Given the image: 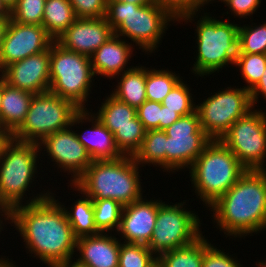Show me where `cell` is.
<instances>
[{"label":"cell","mask_w":266,"mask_h":267,"mask_svg":"<svg viewBox=\"0 0 266 267\" xmlns=\"http://www.w3.org/2000/svg\"><path fill=\"white\" fill-rule=\"evenodd\" d=\"M50 194L48 189L12 209L9 222L14 223L31 256L48 267L71 260L77 242L62 203Z\"/></svg>","instance_id":"1"},{"label":"cell","mask_w":266,"mask_h":267,"mask_svg":"<svg viewBox=\"0 0 266 267\" xmlns=\"http://www.w3.org/2000/svg\"><path fill=\"white\" fill-rule=\"evenodd\" d=\"M210 209L226 237L253 236L266 230V169L246 170Z\"/></svg>","instance_id":"2"},{"label":"cell","mask_w":266,"mask_h":267,"mask_svg":"<svg viewBox=\"0 0 266 267\" xmlns=\"http://www.w3.org/2000/svg\"><path fill=\"white\" fill-rule=\"evenodd\" d=\"M139 167L132 156L94 160L74 184L91 199H113L126 206L144 197Z\"/></svg>","instance_id":"3"},{"label":"cell","mask_w":266,"mask_h":267,"mask_svg":"<svg viewBox=\"0 0 266 267\" xmlns=\"http://www.w3.org/2000/svg\"><path fill=\"white\" fill-rule=\"evenodd\" d=\"M105 18L114 34L129 38L139 49L149 54L159 47L169 23L178 22L156 1L146 5L107 2Z\"/></svg>","instance_id":"4"},{"label":"cell","mask_w":266,"mask_h":267,"mask_svg":"<svg viewBox=\"0 0 266 267\" xmlns=\"http://www.w3.org/2000/svg\"><path fill=\"white\" fill-rule=\"evenodd\" d=\"M246 170L221 140H211L189 168V173L195 193L208 208L223 196Z\"/></svg>","instance_id":"5"},{"label":"cell","mask_w":266,"mask_h":267,"mask_svg":"<svg viewBox=\"0 0 266 267\" xmlns=\"http://www.w3.org/2000/svg\"><path fill=\"white\" fill-rule=\"evenodd\" d=\"M197 58L192 73L211 75L229 64H235L238 55L239 24L215 19L205 13L196 23Z\"/></svg>","instance_id":"6"},{"label":"cell","mask_w":266,"mask_h":267,"mask_svg":"<svg viewBox=\"0 0 266 267\" xmlns=\"http://www.w3.org/2000/svg\"><path fill=\"white\" fill-rule=\"evenodd\" d=\"M40 151L37 143L12 138L4 144L0 154V201L9 211L23 205L26 190L37 174Z\"/></svg>","instance_id":"7"},{"label":"cell","mask_w":266,"mask_h":267,"mask_svg":"<svg viewBox=\"0 0 266 267\" xmlns=\"http://www.w3.org/2000/svg\"><path fill=\"white\" fill-rule=\"evenodd\" d=\"M94 76L90 57L67 50L53 41L50 45L51 93L68 99L85 110Z\"/></svg>","instance_id":"8"},{"label":"cell","mask_w":266,"mask_h":267,"mask_svg":"<svg viewBox=\"0 0 266 267\" xmlns=\"http://www.w3.org/2000/svg\"><path fill=\"white\" fill-rule=\"evenodd\" d=\"M80 110L72 101L50 91L34 94L24 122L11 138L39 144L45 137L71 127L74 116Z\"/></svg>","instance_id":"9"},{"label":"cell","mask_w":266,"mask_h":267,"mask_svg":"<svg viewBox=\"0 0 266 267\" xmlns=\"http://www.w3.org/2000/svg\"><path fill=\"white\" fill-rule=\"evenodd\" d=\"M184 201L173 205L163 202L158 208L155 228L147 245L157 257L163 252L187 246L203 234L201 219L186 209Z\"/></svg>","instance_id":"10"},{"label":"cell","mask_w":266,"mask_h":267,"mask_svg":"<svg viewBox=\"0 0 266 267\" xmlns=\"http://www.w3.org/2000/svg\"><path fill=\"white\" fill-rule=\"evenodd\" d=\"M211 94L214 95L196 104V111L207 136L211 140H221L236 120L253 110L250 91L230 86Z\"/></svg>","instance_id":"11"},{"label":"cell","mask_w":266,"mask_h":267,"mask_svg":"<svg viewBox=\"0 0 266 267\" xmlns=\"http://www.w3.org/2000/svg\"><path fill=\"white\" fill-rule=\"evenodd\" d=\"M221 141L247 170L266 169V113L261 109L236 120Z\"/></svg>","instance_id":"12"},{"label":"cell","mask_w":266,"mask_h":267,"mask_svg":"<svg viewBox=\"0 0 266 267\" xmlns=\"http://www.w3.org/2000/svg\"><path fill=\"white\" fill-rule=\"evenodd\" d=\"M166 140V170L189 169L205 146L211 141L200 126L197 111L181 116L171 126L164 129Z\"/></svg>","instance_id":"13"},{"label":"cell","mask_w":266,"mask_h":267,"mask_svg":"<svg viewBox=\"0 0 266 267\" xmlns=\"http://www.w3.org/2000/svg\"><path fill=\"white\" fill-rule=\"evenodd\" d=\"M53 41L42 26L11 19L1 46L0 72L13 62L48 50Z\"/></svg>","instance_id":"14"},{"label":"cell","mask_w":266,"mask_h":267,"mask_svg":"<svg viewBox=\"0 0 266 267\" xmlns=\"http://www.w3.org/2000/svg\"><path fill=\"white\" fill-rule=\"evenodd\" d=\"M68 127L45 137L38 145L45 148L47 156L67 175L71 174L74 184L92 163L84 145L77 139L75 130ZM42 146V147H41Z\"/></svg>","instance_id":"15"},{"label":"cell","mask_w":266,"mask_h":267,"mask_svg":"<svg viewBox=\"0 0 266 267\" xmlns=\"http://www.w3.org/2000/svg\"><path fill=\"white\" fill-rule=\"evenodd\" d=\"M0 75L9 85L33 95L49 91L50 47L46 51L9 64Z\"/></svg>","instance_id":"16"},{"label":"cell","mask_w":266,"mask_h":267,"mask_svg":"<svg viewBox=\"0 0 266 267\" xmlns=\"http://www.w3.org/2000/svg\"><path fill=\"white\" fill-rule=\"evenodd\" d=\"M162 200H146L143 197L123 206L118 235L124 243L148 245L155 228L157 212Z\"/></svg>","instance_id":"17"},{"label":"cell","mask_w":266,"mask_h":267,"mask_svg":"<svg viewBox=\"0 0 266 267\" xmlns=\"http://www.w3.org/2000/svg\"><path fill=\"white\" fill-rule=\"evenodd\" d=\"M113 35L105 17L77 18L57 42L67 50L91 57Z\"/></svg>","instance_id":"18"},{"label":"cell","mask_w":266,"mask_h":267,"mask_svg":"<svg viewBox=\"0 0 266 267\" xmlns=\"http://www.w3.org/2000/svg\"><path fill=\"white\" fill-rule=\"evenodd\" d=\"M89 110H80L73 118L71 127L84 122H92V127L84 133H76L90 158L94 160H114L123 157L114 141V135ZM92 113V114H91ZM88 132V133H87Z\"/></svg>","instance_id":"19"},{"label":"cell","mask_w":266,"mask_h":267,"mask_svg":"<svg viewBox=\"0 0 266 267\" xmlns=\"http://www.w3.org/2000/svg\"><path fill=\"white\" fill-rule=\"evenodd\" d=\"M99 233L77 238L76 261L87 267H118L121 241L113 235Z\"/></svg>","instance_id":"20"},{"label":"cell","mask_w":266,"mask_h":267,"mask_svg":"<svg viewBox=\"0 0 266 267\" xmlns=\"http://www.w3.org/2000/svg\"><path fill=\"white\" fill-rule=\"evenodd\" d=\"M126 42L114 34L93 53L90 58L94 75L113 79L134 67L128 66L134 44Z\"/></svg>","instance_id":"21"},{"label":"cell","mask_w":266,"mask_h":267,"mask_svg":"<svg viewBox=\"0 0 266 267\" xmlns=\"http://www.w3.org/2000/svg\"><path fill=\"white\" fill-rule=\"evenodd\" d=\"M33 94L9 85L3 78V98L0 120L5 130L12 135L24 122Z\"/></svg>","instance_id":"22"},{"label":"cell","mask_w":266,"mask_h":267,"mask_svg":"<svg viewBox=\"0 0 266 267\" xmlns=\"http://www.w3.org/2000/svg\"><path fill=\"white\" fill-rule=\"evenodd\" d=\"M120 81L110 93L117 100L134 108L141 106L147 100L146 97V66H136L120 74Z\"/></svg>","instance_id":"23"},{"label":"cell","mask_w":266,"mask_h":267,"mask_svg":"<svg viewBox=\"0 0 266 267\" xmlns=\"http://www.w3.org/2000/svg\"><path fill=\"white\" fill-rule=\"evenodd\" d=\"M69 186H71V188L73 187V190H77L82 194V198L80 196V199L73 203L71 210H68L62 205L68 222L72 227L74 236L80 238L101 233L95 225L92 199L83 193V191H81L75 184L70 183Z\"/></svg>","instance_id":"24"},{"label":"cell","mask_w":266,"mask_h":267,"mask_svg":"<svg viewBox=\"0 0 266 267\" xmlns=\"http://www.w3.org/2000/svg\"><path fill=\"white\" fill-rule=\"evenodd\" d=\"M76 19L70 0H46L42 27L54 41H57Z\"/></svg>","instance_id":"25"},{"label":"cell","mask_w":266,"mask_h":267,"mask_svg":"<svg viewBox=\"0 0 266 267\" xmlns=\"http://www.w3.org/2000/svg\"><path fill=\"white\" fill-rule=\"evenodd\" d=\"M101 104L94 115L112 134L118 128L136 126V108L117 100L111 94Z\"/></svg>","instance_id":"26"},{"label":"cell","mask_w":266,"mask_h":267,"mask_svg":"<svg viewBox=\"0 0 266 267\" xmlns=\"http://www.w3.org/2000/svg\"><path fill=\"white\" fill-rule=\"evenodd\" d=\"M166 140L167 135L164 130H147L140 148L133 156L134 161L139 166L153 164L166 171Z\"/></svg>","instance_id":"27"},{"label":"cell","mask_w":266,"mask_h":267,"mask_svg":"<svg viewBox=\"0 0 266 267\" xmlns=\"http://www.w3.org/2000/svg\"><path fill=\"white\" fill-rule=\"evenodd\" d=\"M204 255V236L193 243L163 252L158 261L163 267H202Z\"/></svg>","instance_id":"28"},{"label":"cell","mask_w":266,"mask_h":267,"mask_svg":"<svg viewBox=\"0 0 266 267\" xmlns=\"http://www.w3.org/2000/svg\"><path fill=\"white\" fill-rule=\"evenodd\" d=\"M149 69V70H148ZM183 79L175 72L146 68L147 100L161 103L165 96Z\"/></svg>","instance_id":"29"},{"label":"cell","mask_w":266,"mask_h":267,"mask_svg":"<svg viewBox=\"0 0 266 267\" xmlns=\"http://www.w3.org/2000/svg\"><path fill=\"white\" fill-rule=\"evenodd\" d=\"M92 201L97 229L102 233L117 231L120 226L123 206L113 199H92Z\"/></svg>","instance_id":"30"},{"label":"cell","mask_w":266,"mask_h":267,"mask_svg":"<svg viewBox=\"0 0 266 267\" xmlns=\"http://www.w3.org/2000/svg\"><path fill=\"white\" fill-rule=\"evenodd\" d=\"M157 260L147 245L120 243L118 267H151Z\"/></svg>","instance_id":"31"},{"label":"cell","mask_w":266,"mask_h":267,"mask_svg":"<svg viewBox=\"0 0 266 267\" xmlns=\"http://www.w3.org/2000/svg\"><path fill=\"white\" fill-rule=\"evenodd\" d=\"M247 83V86H243L247 90H251L262 77L266 68V54H248L238 53L235 64Z\"/></svg>","instance_id":"32"},{"label":"cell","mask_w":266,"mask_h":267,"mask_svg":"<svg viewBox=\"0 0 266 267\" xmlns=\"http://www.w3.org/2000/svg\"><path fill=\"white\" fill-rule=\"evenodd\" d=\"M238 53L266 54V23L239 26Z\"/></svg>","instance_id":"33"},{"label":"cell","mask_w":266,"mask_h":267,"mask_svg":"<svg viewBox=\"0 0 266 267\" xmlns=\"http://www.w3.org/2000/svg\"><path fill=\"white\" fill-rule=\"evenodd\" d=\"M146 130L136 115V126L118 128L113 134L116 147L123 156H134L140 148Z\"/></svg>","instance_id":"34"},{"label":"cell","mask_w":266,"mask_h":267,"mask_svg":"<svg viewBox=\"0 0 266 267\" xmlns=\"http://www.w3.org/2000/svg\"><path fill=\"white\" fill-rule=\"evenodd\" d=\"M188 85L182 80L165 96L162 105L181 116L189 115L196 111V103L192 98Z\"/></svg>","instance_id":"35"},{"label":"cell","mask_w":266,"mask_h":267,"mask_svg":"<svg viewBox=\"0 0 266 267\" xmlns=\"http://www.w3.org/2000/svg\"><path fill=\"white\" fill-rule=\"evenodd\" d=\"M46 0H17L11 10V19L15 22L42 26Z\"/></svg>","instance_id":"36"},{"label":"cell","mask_w":266,"mask_h":267,"mask_svg":"<svg viewBox=\"0 0 266 267\" xmlns=\"http://www.w3.org/2000/svg\"><path fill=\"white\" fill-rule=\"evenodd\" d=\"M163 9L167 10L178 23L191 22L202 7L203 0H155Z\"/></svg>","instance_id":"37"},{"label":"cell","mask_w":266,"mask_h":267,"mask_svg":"<svg viewBox=\"0 0 266 267\" xmlns=\"http://www.w3.org/2000/svg\"><path fill=\"white\" fill-rule=\"evenodd\" d=\"M204 237V255L202 267H242L240 262L232 258L229 253L217 249L213 244ZM239 262V263H238Z\"/></svg>","instance_id":"38"},{"label":"cell","mask_w":266,"mask_h":267,"mask_svg":"<svg viewBox=\"0 0 266 267\" xmlns=\"http://www.w3.org/2000/svg\"><path fill=\"white\" fill-rule=\"evenodd\" d=\"M77 18L106 17L107 0H70Z\"/></svg>","instance_id":"39"},{"label":"cell","mask_w":266,"mask_h":267,"mask_svg":"<svg viewBox=\"0 0 266 267\" xmlns=\"http://www.w3.org/2000/svg\"><path fill=\"white\" fill-rule=\"evenodd\" d=\"M161 103L146 100L136 109V115L142 122L144 129L159 130V120H161Z\"/></svg>","instance_id":"40"},{"label":"cell","mask_w":266,"mask_h":267,"mask_svg":"<svg viewBox=\"0 0 266 267\" xmlns=\"http://www.w3.org/2000/svg\"><path fill=\"white\" fill-rule=\"evenodd\" d=\"M262 0H228L225 6L228 7L234 16L246 18L253 15L260 6Z\"/></svg>","instance_id":"41"},{"label":"cell","mask_w":266,"mask_h":267,"mask_svg":"<svg viewBox=\"0 0 266 267\" xmlns=\"http://www.w3.org/2000/svg\"><path fill=\"white\" fill-rule=\"evenodd\" d=\"M181 117L176 111H172L161 105V120H159V130H164L167 127L171 126Z\"/></svg>","instance_id":"42"},{"label":"cell","mask_w":266,"mask_h":267,"mask_svg":"<svg viewBox=\"0 0 266 267\" xmlns=\"http://www.w3.org/2000/svg\"><path fill=\"white\" fill-rule=\"evenodd\" d=\"M261 95L266 100V68L259 82L250 90V97L253 109L255 104L258 103V97Z\"/></svg>","instance_id":"43"},{"label":"cell","mask_w":266,"mask_h":267,"mask_svg":"<svg viewBox=\"0 0 266 267\" xmlns=\"http://www.w3.org/2000/svg\"><path fill=\"white\" fill-rule=\"evenodd\" d=\"M72 261H73V259L67 260L64 262H59L56 264H52L49 267H87L85 265L78 263L76 260L74 262H72Z\"/></svg>","instance_id":"44"},{"label":"cell","mask_w":266,"mask_h":267,"mask_svg":"<svg viewBox=\"0 0 266 267\" xmlns=\"http://www.w3.org/2000/svg\"><path fill=\"white\" fill-rule=\"evenodd\" d=\"M0 19L11 20V10L0 0Z\"/></svg>","instance_id":"45"},{"label":"cell","mask_w":266,"mask_h":267,"mask_svg":"<svg viewBox=\"0 0 266 267\" xmlns=\"http://www.w3.org/2000/svg\"><path fill=\"white\" fill-rule=\"evenodd\" d=\"M9 23H10V20L0 19V52H1L2 42L5 37Z\"/></svg>","instance_id":"46"},{"label":"cell","mask_w":266,"mask_h":267,"mask_svg":"<svg viewBox=\"0 0 266 267\" xmlns=\"http://www.w3.org/2000/svg\"><path fill=\"white\" fill-rule=\"evenodd\" d=\"M155 0H107V2H128L137 5H146L153 3Z\"/></svg>","instance_id":"47"},{"label":"cell","mask_w":266,"mask_h":267,"mask_svg":"<svg viewBox=\"0 0 266 267\" xmlns=\"http://www.w3.org/2000/svg\"><path fill=\"white\" fill-rule=\"evenodd\" d=\"M0 214L2 218L4 217L5 222L7 220L10 221V211L6 208V206L1 201H0Z\"/></svg>","instance_id":"48"},{"label":"cell","mask_w":266,"mask_h":267,"mask_svg":"<svg viewBox=\"0 0 266 267\" xmlns=\"http://www.w3.org/2000/svg\"><path fill=\"white\" fill-rule=\"evenodd\" d=\"M11 138L8 132H0V154L4 144Z\"/></svg>","instance_id":"49"},{"label":"cell","mask_w":266,"mask_h":267,"mask_svg":"<svg viewBox=\"0 0 266 267\" xmlns=\"http://www.w3.org/2000/svg\"><path fill=\"white\" fill-rule=\"evenodd\" d=\"M9 259H4V258H1L0 259V267H17V265H14L13 261L12 260H9ZM11 261V262H10Z\"/></svg>","instance_id":"50"},{"label":"cell","mask_w":266,"mask_h":267,"mask_svg":"<svg viewBox=\"0 0 266 267\" xmlns=\"http://www.w3.org/2000/svg\"><path fill=\"white\" fill-rule=\"evenodd\" d=\"M10 10L16 5L17 0H1Z\"/></svg>","instance_id":"51"},{"label":"cell","mask_w":266,"mask_h":267,"mask_svg":"<svg viewBox=\"0 0 266 267\" xmlns=\"http://www.w3.org/2000/svg\"><path fill=\"white\" fill-rule=\"evenodd\" d=\"M2 98H3V77L0 75V109L2 106Z\"/></svg>","instance_id":"52"},{"label":"cell","mask_w":266,"mask_h":267,"mask_svg":"<svg viewBox=\"0 0 266 267\" xmlns=\"http://www.w3.org/2000/svg\"><path fill=\"white\" fill-rule=\"evenodd\" d=\"M210 1H214V0H203V3H204V5H208L209 3H212V2H210ZM219 1H221V3L222 2H224V3H226L228 0H219Z\"/></svg>","instance_id":"53"},{"label":"cell","mask_w":266,"mask_h":267,"mask_svg":"<svg viewBox=\"0 0 266 267\" xmlns=\"http://www.w3.org/2000/svg\"><path fill=\"white\" fill-rule=\"evenodd\" d=\"M266 261V259H265ZM258 263V264H257ZM256 265H258L257 267H266V262H264L263 260L260 262H256Z\"/></svg>","instance_id":"54"},{"label":"cell","mask_w":266,"mask_h":267,"mask_svg":"<svg viewBox=\"0 0 266 267\" xmlns=\"http://www.w3.org/2000/svg\"><path fill=\"white\" fill-rule=\"evenodd\" d=\"M151 267H163L157 260Z\"/></svg>","instance_id":"55"},{"label":"cell","mask_w":266,"mask_h":267,"mask_svg":"<svg viewBox=\"0 0 266 267\" xmlns=\"http://www.w3.org/2000/svg\"><path fill=\"white\" fill-rule=\"evenodd\" d=\"M0 132H7V131L5 130V128L3 127V125L1 124V120H0Z\"/></svg>","instance_id":"56"},{"label":"cell","mask_w":266,"mask_h":267,"mask_svg":"<svg viewBox=\"0 0 266 267\" xmlns=\"http://www.w3.org/2000/svg\"><path fill=\"white\" fill-rule=\"evenodd\" d=\"M1 224H3V219L1 220V218H0V232L3 229V226Z\"/></svg>","instance_id":"57"}]
</instances>
